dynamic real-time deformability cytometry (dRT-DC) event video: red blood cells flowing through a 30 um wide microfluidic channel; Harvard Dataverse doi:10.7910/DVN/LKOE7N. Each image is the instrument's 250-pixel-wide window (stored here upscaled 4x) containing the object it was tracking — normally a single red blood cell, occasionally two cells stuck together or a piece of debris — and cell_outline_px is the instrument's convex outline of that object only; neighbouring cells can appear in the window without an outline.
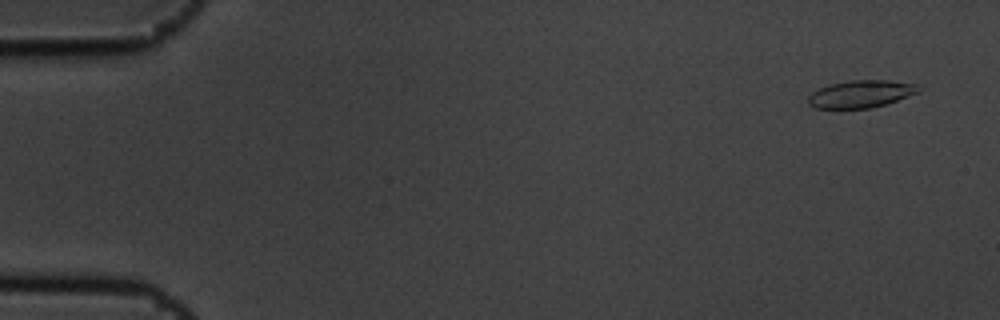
{"species": "common noctule bat (a hibernating species)", "species_latin": "Nyctalus noctula", "temperature_condition": "cold", "stored_images_in_passage": 6, "camera_frame_rate_fps": 3000, "um_per_image_px": 0.085, "animal": {"sex": "male", "body_mass_g": 19.5, "forearm_length_mm": 54.6}, "frame": {"image": 1, "passage_image": 1, "time_ms": 0.0, "image_size_px": [1000, 320], "cell_outline_px": [[920, 92], [884, 104], [868, 108], [816, 108], [808, 104], [808, 96], [812, 92], [820, 88], [832, 84], [852, 80], [888, 80], [916, 84], [920, 88]], "centroid_in_image_um": [73.17, 7.98], "position_along_channel_um": 11.8, "area_um2": 17.34}}